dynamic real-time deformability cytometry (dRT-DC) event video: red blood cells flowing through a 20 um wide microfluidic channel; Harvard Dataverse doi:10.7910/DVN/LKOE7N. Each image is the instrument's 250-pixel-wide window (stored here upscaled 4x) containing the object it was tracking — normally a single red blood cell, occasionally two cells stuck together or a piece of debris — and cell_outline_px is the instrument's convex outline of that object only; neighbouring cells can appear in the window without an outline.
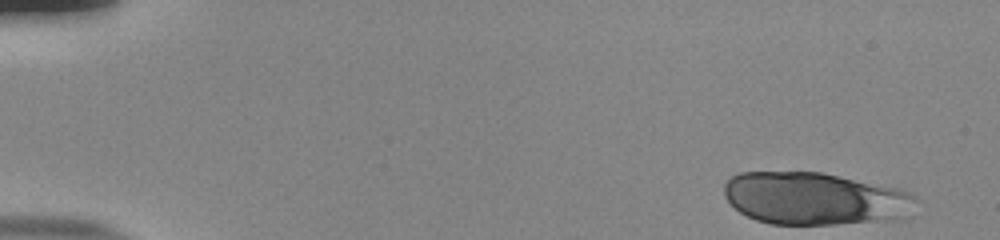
{"species": "human", "species_latin": "Homo sapiens", "temperature_condition": "room temperature", "stored_images_in_passage": 51, "camera_frame_rate_fps": 3000, "um_per_image_px": 0.085, "donor": {"sex": "male"}, "frame": {"image": 1, "passage_image": 1, "time_ms": 0.0, "image_size_px": [1000, 240], "cell_outline_px": [[920, 200], [900, 220], [836, 224], [768, 224], [756, 220], [740, 212], [724, 196], [724, 184], [732, 176], [740, 172], [820, 172], [900, 188], [912, 192]], "centroid_in_image_um": [69.31, 16.88], "position_along_channel_um": 15.7, "area_um2": 59.13}}
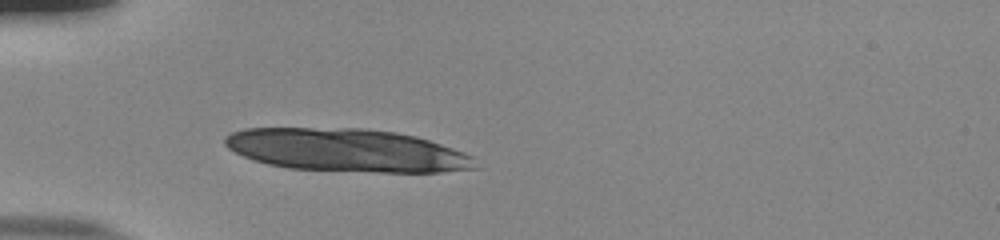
{"frame": {"image": 2, "passage_image": 14, "time_ms": 4.333, "image_size_px": [1000, 240], "cell_outline_px": [[480, 168], [440, 172], [376, 172], [288, 168], [268, 164], [244, 156], [228, 148], [224, 144], [224, 136], [232, 132], [244, 128], [364, 128], [396, 132], [416, 136], [464, 152], [472, 156]], "centroid_in_image_um": [29.49, 12.77], "position_along_channel_um": 55.5, "area_um2": 62.66}}